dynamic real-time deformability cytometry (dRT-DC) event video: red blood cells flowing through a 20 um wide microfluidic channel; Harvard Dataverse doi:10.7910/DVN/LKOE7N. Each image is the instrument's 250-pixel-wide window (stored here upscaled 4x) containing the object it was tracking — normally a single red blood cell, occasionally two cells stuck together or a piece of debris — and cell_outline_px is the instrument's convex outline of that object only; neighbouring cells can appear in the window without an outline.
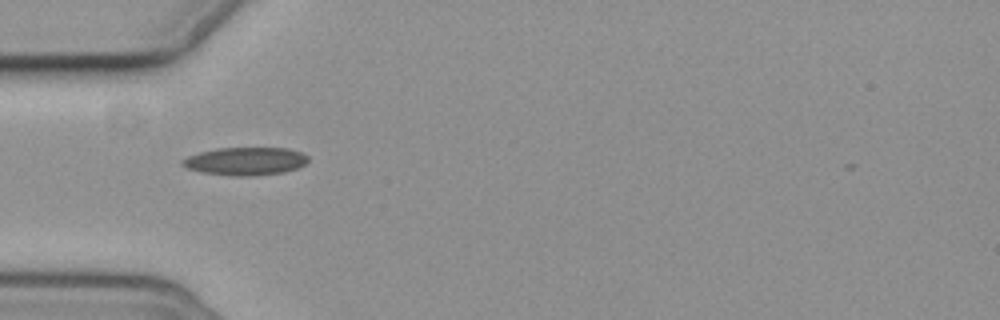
{"species": "common noctule bat (a hibernating species)", "species_latin": "Nyctalus noctula", "temperature_condition": "cold", "stored_images_in_passage": 5, "camera_frame_rate_fps": 3000, "um_per_image_px": 0.085, "animal": {"sex": "female", "body_mass_g": 19.3, "forearm_length_mm": 54.1}, "frame": {"image": 1, "passage_image": 1, "time_ms": 0.0, "image_size_px": [1000, 320], "cell_outline_px": [[308, 160], [304, 164], [296, 168], [284, 172], [248, 176], [236, 176], [200, 172], [188, 168], [180, 164], [180, 160], [188, 156], [200, 152], [216, 148], [288, 148], [300, 152], [308, 156]], "centroid_in_image_um": [20.83, 13.7], "position_along_channel_um": 64.2, "area_um2": 20.4}}
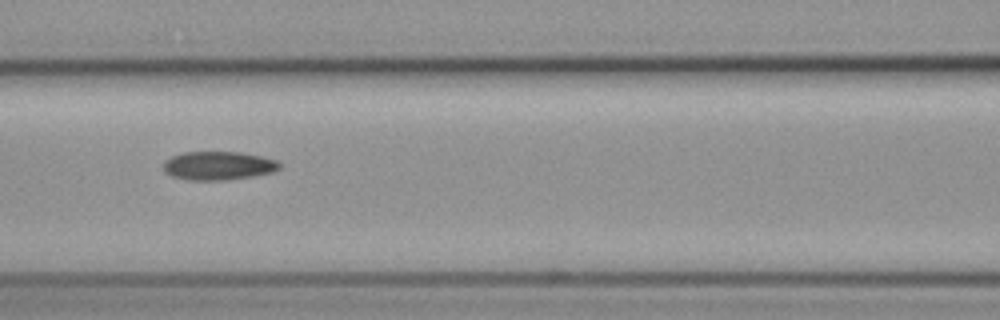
{"frame": {"image": 2, "passage_image": 3, "time_ms": 2.333, "image_size_px": [1000, 320], "cell_outline_px": [[280, 168], [272, 172], [252, 176], [224, 180], [188, 180], [172, 176], [164, 172], [164, 160], [172, 156], [184, 152], [240, 152], [260, 156], [276, 160], [280, 164]], "centroid_in_image_um": [18.53, 14.08], "position_along_channel_um": 148.1, "area_um2": 19.25}}
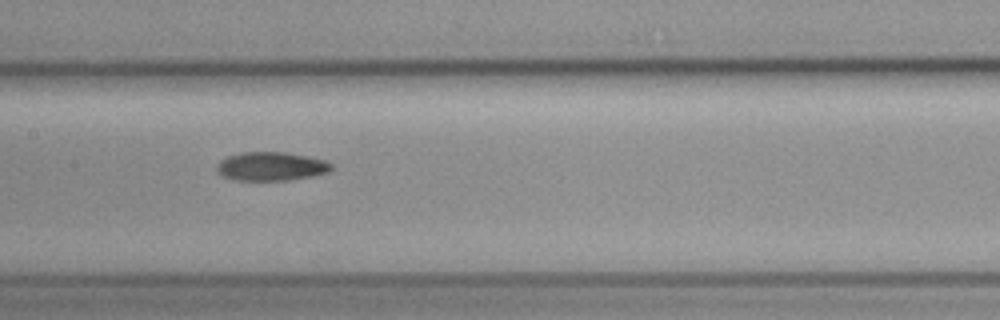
{"frame": {"image": 3, "passage_image": 4, "time_ms": 3.333, "image_size_px": [1000, 320], "cell_outline_px": [[332, 168], [328, 172], [312, 176], [284, 180], [232, 180], [216, 172], [216, 168], [220, 160], [228, 156], [244, 152], [284, 152], [308, 156], [324, 160], [332, 164]], "centroid_in_image_um": [23.02, 14.14], "position_along_channel_um": 184.4, "area_um2": 19.07}}